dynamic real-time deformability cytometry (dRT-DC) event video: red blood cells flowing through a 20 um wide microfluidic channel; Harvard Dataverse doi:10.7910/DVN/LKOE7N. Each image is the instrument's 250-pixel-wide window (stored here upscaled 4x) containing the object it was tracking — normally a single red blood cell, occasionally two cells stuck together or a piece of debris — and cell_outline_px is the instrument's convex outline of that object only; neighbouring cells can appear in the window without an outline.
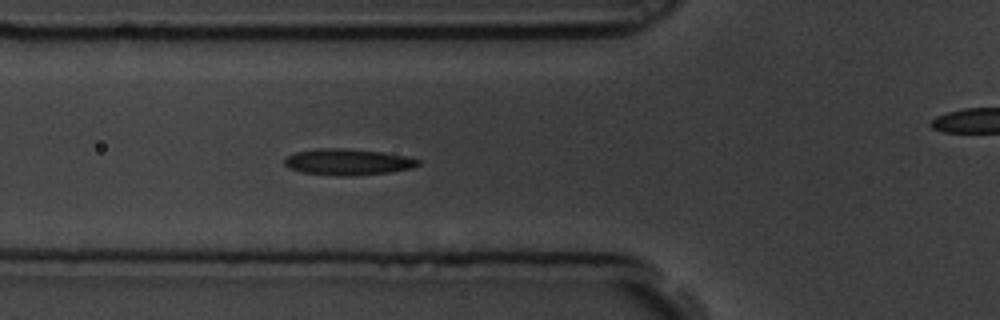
{"species": "common noctule bat (a hibernating species)", "species_latin": "Nyctalus noctula", "temperature_condition": "room temperature", "stored_images_in_passage": 6, "segment_of_instrument_passage": [1, 2], "camera_frame_rate_fps": 3000, "um_per_image_px": 0.085, "animal": {"sex": "male", "body_mass_g": 19.5, "forearm_length_mm": 54.6}, "frame": {"image": 1, "passage_image": 5, "time_ms": 1.333, "image_size_px": [1000, 320], "cell_outline_px": [[420, 164], [412, 168], [388, 172], [352, 176], [336, 176], [300, 172], [288, 168], [284, 164], [284, 156], [296, 152], [316, 148], [344, 148], [380, 152], [408, 156], [420, 160]], "centroid_in_image_um": [29.51, 13.77], "position_along_channel_um": 96.3, "area_um2": 20.63}}